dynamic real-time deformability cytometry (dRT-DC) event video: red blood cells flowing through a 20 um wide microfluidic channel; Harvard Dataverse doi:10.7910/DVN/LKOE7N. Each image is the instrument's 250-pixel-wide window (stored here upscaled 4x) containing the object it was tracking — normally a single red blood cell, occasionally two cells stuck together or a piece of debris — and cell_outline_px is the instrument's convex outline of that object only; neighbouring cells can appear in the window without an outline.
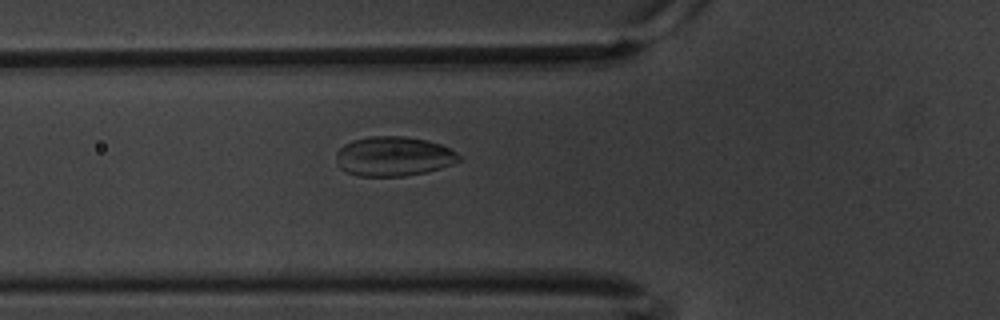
{"species": "common noctule bat (a hibernating species)", "species_latin": "Nyctalus noctula", "temperature_condition": "warm", "stored_images_in_passage": 6, "camera_frame_rate_fps": 3000, "um_per_image_px": 0.085, "animal": {"sex": "male", "body_mass_g": 20.1, "forearm_length_mm": 53.5}, "frame": {"image": 1, "passage_image": 6, "time_ms": 1.667, "image_size_px": [1000, 320], "cell_outline_px": [[460, 160], [452, 164], [440, 168], [424, 172], [404, 176], [360, 176], [344, 172], [336, 164], [336, 152], [344, 144], [352, 140], [368, 136], [404, 136], [428, 140], [440, 144], [456, 152], [460, 156]], "centroid_in_image_um": [33.41, 13.28], "position_along_channel_um": 92.4, "area_um2": 28.44}}